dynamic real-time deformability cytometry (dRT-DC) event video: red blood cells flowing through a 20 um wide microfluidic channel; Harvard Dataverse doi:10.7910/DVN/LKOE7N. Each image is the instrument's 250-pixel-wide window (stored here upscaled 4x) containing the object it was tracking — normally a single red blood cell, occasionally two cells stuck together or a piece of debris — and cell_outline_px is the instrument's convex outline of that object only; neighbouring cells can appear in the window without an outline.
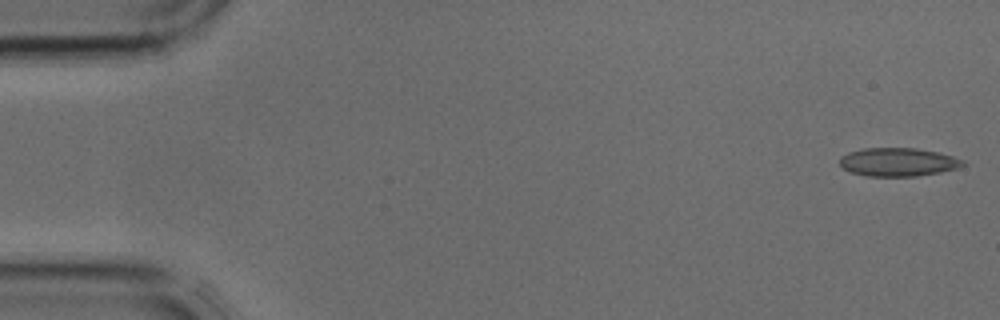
{"species": "common noctule bat (a hibernating species)", "species_latin": "Nyctalus noctula", "temperature_condition": "cold", "stored_images_in_passage": 18, "camera_frame_rate_fps": 3000, "um_per_image_px": 0.085, "animal": {"sex": "male", "body_mass_g": 17.9, "forearm_length_mm": 54.2}, "frame": {"image": 1, "passage_image": 1, "time_ms": 0.0, "image_size_px": [1000, 320], "cell_outline_px": [[964, 164], [956, 168], [940, 172], [916, 176], [868, 176], [852, 172], [844, 168], [840, 164], [840, 156], [848, 152], [864, 148], [916, 148], [936, 152], [952, 156], [964, 160]], "centroid_in_image_um": [76.31, 13.77], "position_along_channel_um": 8.7, "area_um2": 20.17}}
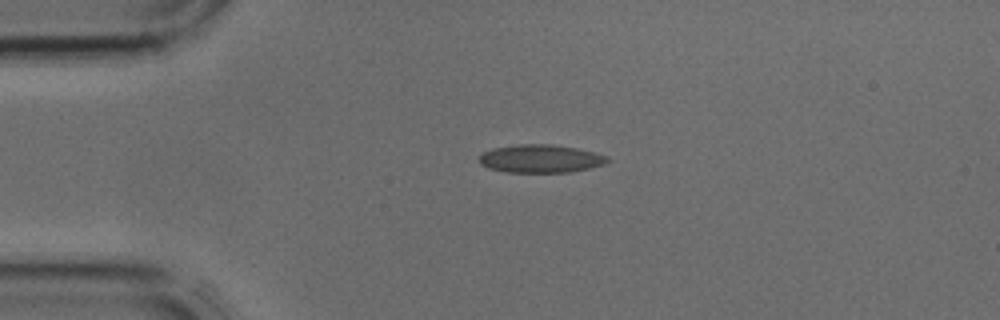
{"frame": {"image": 2, "passage_image": 9, "time_ms": 2.667, "image_size_px": [1000, 320], "cell_outline_px": [[612, 160], [604, 164], [588, 168], [568, 172], [508, 172], [488, 168], [480, 164], [480, 156], [484, 152], [492, 148], [520, 144], [552, 144], [576, 148], [608, 156]], "centroid_in_image_um": [45.95, 13.48], "position_along_channel_um": 39.0, "area_um2": 20.87}}